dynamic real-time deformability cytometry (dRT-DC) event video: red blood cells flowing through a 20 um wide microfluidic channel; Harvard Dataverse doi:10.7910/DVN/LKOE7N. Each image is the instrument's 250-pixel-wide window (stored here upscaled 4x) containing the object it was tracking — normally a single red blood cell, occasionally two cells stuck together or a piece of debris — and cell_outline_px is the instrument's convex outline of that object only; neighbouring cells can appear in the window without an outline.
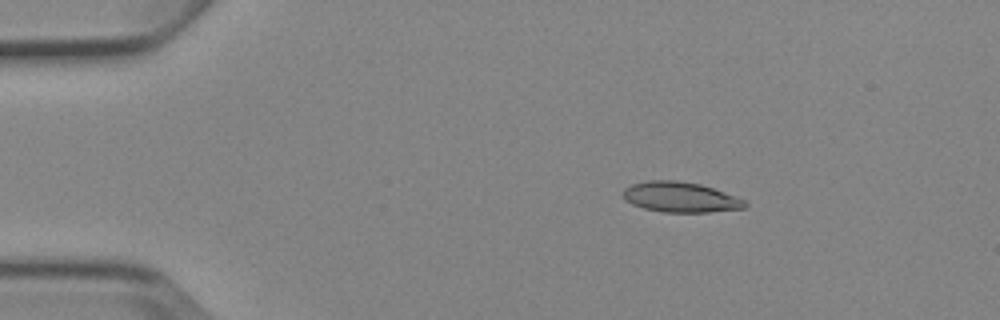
{"species": "Egyptian fruit bat (a non-hibernating species)", "species_latin": "Rousettus aegyptiacus", "temperature_condition": "cold", "stored_images_in_passage": 5, "camera_frame_rate_fps": 3000, "um_per_image_px": 0.085, "animal": {"sex": "female"}, "frame": {"image": 1, "passage_image": 3, "time_ms": 2.667, "image_size_px": [1000, 320], "cell_outline_px": [[748, 204], [744, 208], [708, 212], [664, 212], [644, 208], [632, 204], [624, 200], [620, 196], [624, 188], [632, 184], [648, 180], [676, 180], [700, 184], [736, 196], [744, 200]], "centroid_in_image_um": [57.78, 16.75], "position_along_channel_um": 27.2, "area_um2": 21.56}}